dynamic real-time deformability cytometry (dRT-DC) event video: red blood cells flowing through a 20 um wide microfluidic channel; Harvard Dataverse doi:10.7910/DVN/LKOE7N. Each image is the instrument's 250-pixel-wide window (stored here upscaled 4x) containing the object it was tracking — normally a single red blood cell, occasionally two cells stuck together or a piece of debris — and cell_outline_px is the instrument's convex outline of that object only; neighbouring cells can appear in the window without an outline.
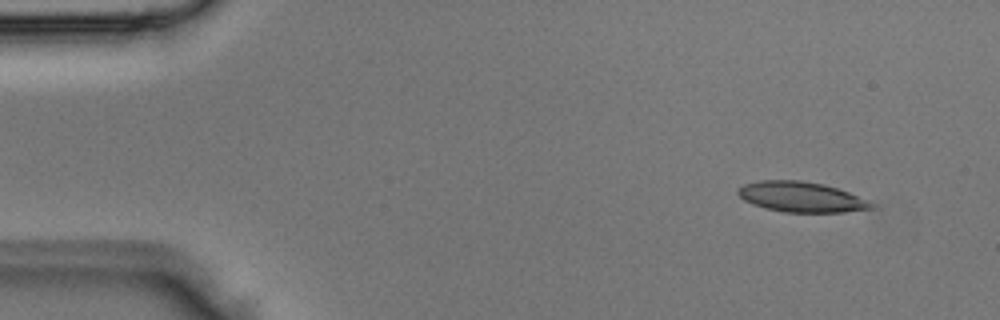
{"species": "Egyptian fruit bat (a non-hibernating species)", "species_latin": "Rousettus aegyptiacus", "temperature_condition": "room temperature", "stored_images_in_passage": 3, "camera_frame_rate_fps": 3000, "um_per_image_px": 0.085, "animal": {"sex": "male"}, "frame": {"image": 1, "passage_image": 1, "time_ms": 0.0, "image_size_px": [1000, 320], "cell_outline_px": [[872, 208], [844, 212], [784, 212], [764, 208], [752, 204], [744, 200], [736, 192], [744, 184], [760, 180], [800, 180], [824, 184], [848, 192], [868, 200], [872, 204]], "centroid_in_image_um": [68.07, 16.74], "position_along_channel_um": 16.9, "area_um2": 23.35}}
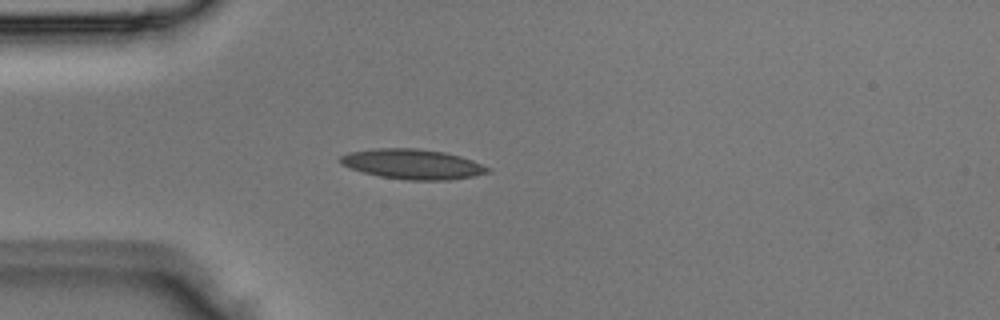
{"frame": {"image": 2, "passage_image": 3, "time_ms": 0.667, "image_size_px": [1000, 320], "cell_outline_px": [[492, 172], [472, 176], [448, 180], [404, 180], [380, 176], [364, 172], [340, 164], [340, 156], [348, 152], [376, 148], [416, 148], [444, 152], [460, 156], [472, 160], [492, 168]], "centroid_in_image_um": [35.09, 13.95], "position_along_channel_um": 49.9, "area_um2": 25.78}}